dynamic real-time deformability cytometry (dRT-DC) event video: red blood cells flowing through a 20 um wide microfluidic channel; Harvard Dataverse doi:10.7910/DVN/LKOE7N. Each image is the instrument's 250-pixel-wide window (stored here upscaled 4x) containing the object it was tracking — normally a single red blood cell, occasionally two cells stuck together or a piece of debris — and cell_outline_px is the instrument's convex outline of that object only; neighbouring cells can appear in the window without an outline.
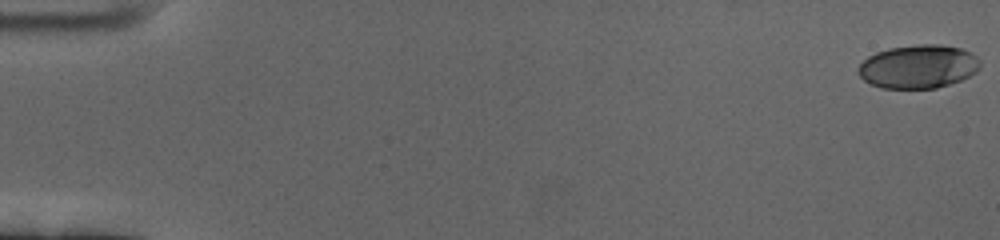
{"species": "human", "species_latin": "Homo sapiens", "temperature_condition": "cold", "stored_images_in_passage": 60, "camera_frame_rate_fps": 3000, "um_per_image_px": 0.085, "donor": {"sex": "female"}, "frame": {"image": 1, "passage_image": 1, "time_ms": 0.0, "image_size_px": [1000, 240], "cell_outline_px": [[980, 68], [976, 72], [960, 80], [936, 88], [880, 88], [864, 80], [856, 72], [860, 64], [868, 56], [876, 52], [888, 48], [920, 44], [940, 44], [960, 48], [972, 52], [980, 60]], "centroid_in_image_um": [78.05, 5.65], "position_along_channel_um": 6.9, "area_um2": 30.98}}
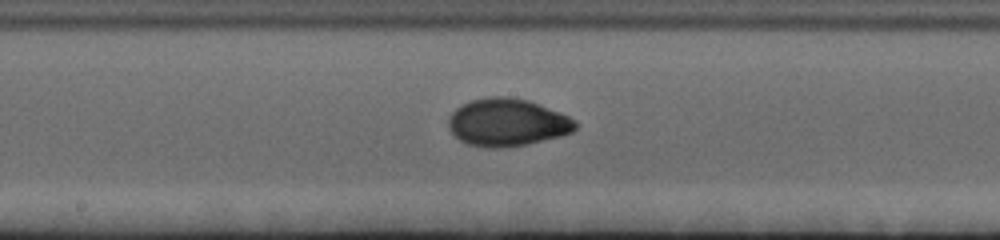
{"frame": {"image": 2, "passage_image": 33, "time_ms": 10.667, "image_size_px": [1000, 240], "cell_outline_px": [[576, 128], [572, 132], [560, 136], [528, 144], [504, 148], [488, 148], [468, 144], [460, 140], [448, 128], [448, 116], [460, 104], [472, 100], [488, 96], [508, 96], [528, 100], [560, 112], [576, 120]], "centroid_in_image_um": [43.1, 10.4], "position_along_channel_um": 205.1, "area_um2": 35.43}}
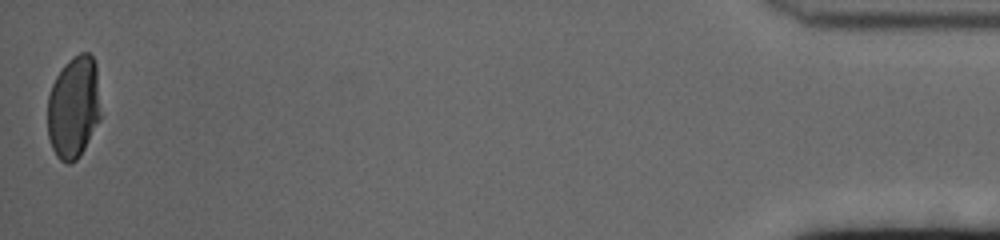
{"frame": {"image": 3, "passage_image": 60, "time_ms": 19.667, "image_size_px": [1000, 240], "cell_outline_px": [[100, 120], [80, 156], [76, 160], [68, 164], [60, 160], [56, 156], [52, 148], [48, 136], [48, 96], [52, 84], [56, 76], [64, 64], [72, 56], [80, 52], [88, 52], [92, 56], [96, 64], [100, 116]], "centroid_in_image_um": [6.25, 9.11], "position_along_channel_um": 428.9, "area_um2": 31.85}, "authors_computed_cell_mechanics": {"area_um2": 32.9171, "velocity_mm_per_s": 3.4405, "shape_relaxation_time_tau1_ms": 4.8317, "shape_relaxation_time_tau2_ms": 0.947, "deformation_change_tau1": 0.1649, "deformation_change_tau2": 0.0339}}